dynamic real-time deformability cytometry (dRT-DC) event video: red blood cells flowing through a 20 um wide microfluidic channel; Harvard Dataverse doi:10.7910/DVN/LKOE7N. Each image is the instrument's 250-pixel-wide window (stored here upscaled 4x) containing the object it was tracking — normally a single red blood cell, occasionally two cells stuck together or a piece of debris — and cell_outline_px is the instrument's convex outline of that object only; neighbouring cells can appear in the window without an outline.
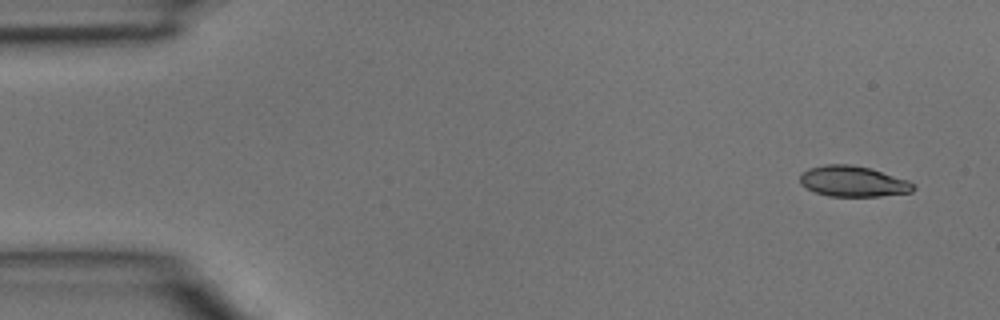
{"species": "common noctule bat (a hibernating species)", "species_latin": "Nyctalus noctula", "temperature_condition": "room temperature", "stored_images_in_passage": 43, "camera_frame_rate_fps": 3000, "um_per_image_px": 0.085, "animal": {"sex": "male", "body_mass_g": 15.6}, "frame": {"image": 1, "passage_image": 1, "time_ms": 0.0, "image_size_px": [1000, 320], "cell_outline_px": [[916, 188], [912, 192], [880, 196], [828, 196], [816, 192], [800, 184], [800, 172], [808, 168], [824, 164], [852, 164], [872, 168], [908, 180]], "centroid_in_image_um": [72.5, 15.4], "position_along_channel_um": 12.5, "area_um2": 20.46}}
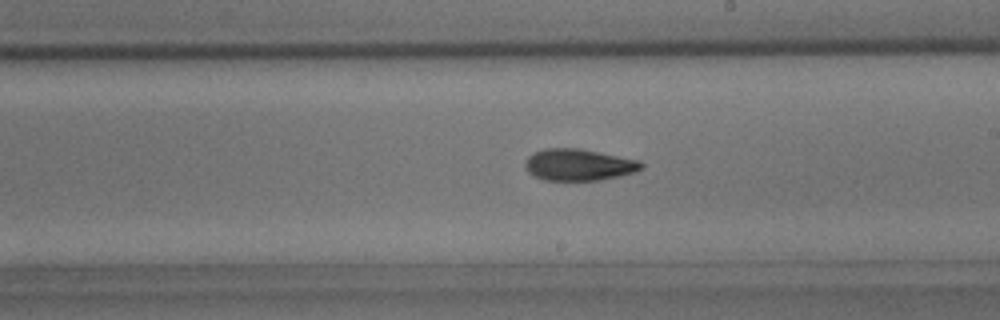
{"frame": {"image": 2, "passage_image": 24, "time_ms": 7.667, "image_size_px": [1000, 320], "cell_outline_px": [[644, 168], [636, 172], [620, 176], [600, 180], [544, 180], [532, 176], [528, 172], [524, 164], [528, 156], [532, 152], [544, 148], [576, 148], [636, 160], [644, 164]], "centroid_in_image_um": [49.14, 14.02], "position_along_channel_um": 239.9, "area_um2": 21.39}}
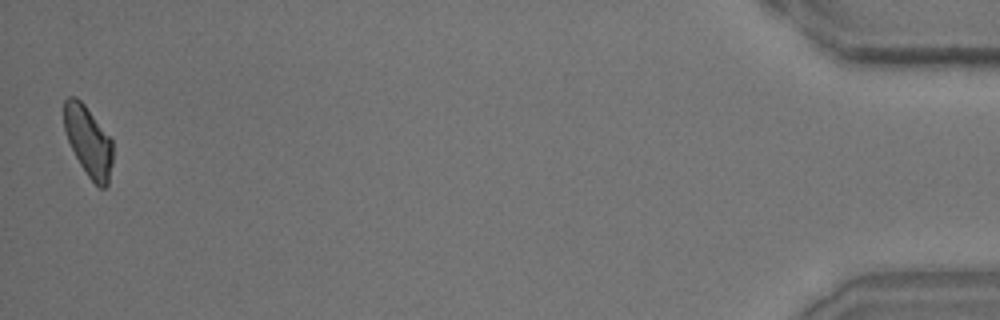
{"frame": {"image": 3, "passage_image": 43, "time_ms": 14.0, "image_size_px": [1000, 320], "cell_outline_px": [[112, 164], [108, 184], [104, 188], [100, 188], [88, 176], [80, 164], [68, 140], [64, 128], [64, 100], [68, 96], [76, 96], [84, 104], [112, 140]], "centroid_in_image_um": [7.51, 11.99], "position_along_channel_um": 427.7, "area_um2": 19.65}}